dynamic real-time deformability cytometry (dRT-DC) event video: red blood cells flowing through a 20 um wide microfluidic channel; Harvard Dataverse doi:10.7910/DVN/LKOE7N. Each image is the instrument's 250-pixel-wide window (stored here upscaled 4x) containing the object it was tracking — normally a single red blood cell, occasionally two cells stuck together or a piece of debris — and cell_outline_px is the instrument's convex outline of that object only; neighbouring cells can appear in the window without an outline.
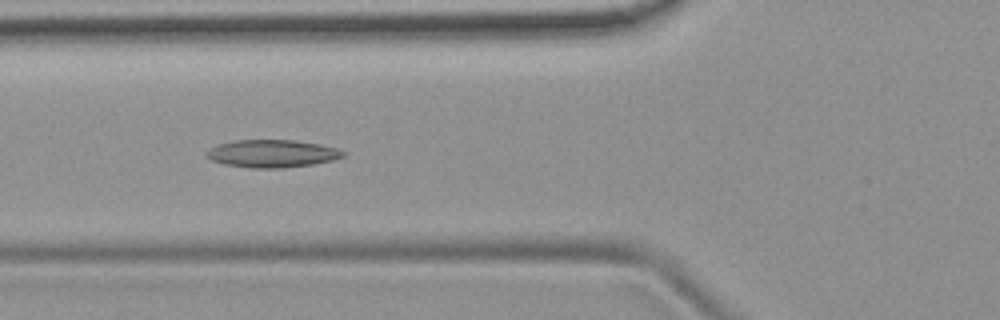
{"species": "common noctule bat (a hibernating species)", "species_latin": "Nyctalus noctula", "temperature_condition": "room temperature", "stored_images_in_passage": 54, "camera_frame_rate_fps": 3000, "um_per_image_px": 0.085, "animal": {"sex": "female", "body_mass_g": 19.9}, "frame": {"image": 1, "passage_image": 20, "time_ms": 6.333, "image_size_px": [1000, 320], "cell_outline_px": [[348, 152], [344, 156], [332, 160], [312, 164], [284, 168], [248, 168], [224, 164], [212, 160], [204, 152], [208, 148], [232, 140], [296, 140], [320, 144], [336, 148]], "centroid_in_image_um": [23.13, 13.05], "position_along_channel_um": 102.7, "area_um2": 22.14}}
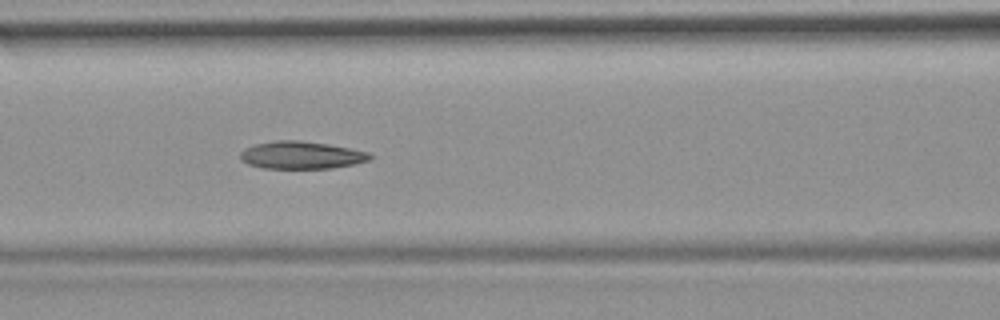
{"frame": {"image": 2, "passage_image": 23, "time_ms": 7.333, "image_size_px": [1000, 320], "cell_outline_px": [[376, 156], [368, 160], [356, 164], [332, 168], [264, 168], [248, 164], [240, 160], [240, 152], [244, 148], [252, 144], [276, 140], [300, 140], [328, 144], [368, 152]], "centroid_in_image_um": [25.6, 13.18], "position_along_channel_um": 141.0, "area_um2": 20.98}}
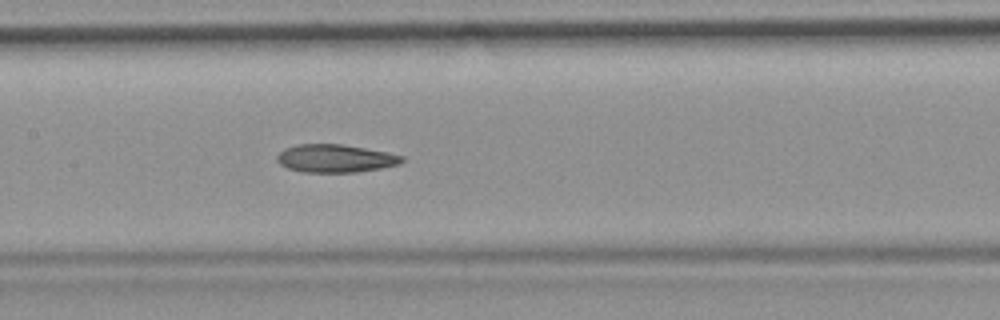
{"frame": {"image": 3, "passage_image": 26, "time_ms": 8.333, "image_size_px": [1000, 320], "cell_outline_px": [[404, 160], [400, 164], [380, 168], [356, 172], [304, 172], [288, 168], [280, 164], [276, 160], [276, 156], [284, 148], [296, 144], [340, 144], [364, 148], [404, 156]], "centroid_in_image_um": [28.47, 13.46], "position_along_channel_um": 178.9, "area_um2": 20.23}, "authors_computed_cell_mechanics": {"area_um2": 21.2126, "velocity_mm_per_s": 3.8124, "shape_relaxation_time_tau1_ms": null, "shape_relaxation_time_tau2_ms": 7.0055, "deformation_change_tau1": null, "deformation_change_tau2": 0.1426}}